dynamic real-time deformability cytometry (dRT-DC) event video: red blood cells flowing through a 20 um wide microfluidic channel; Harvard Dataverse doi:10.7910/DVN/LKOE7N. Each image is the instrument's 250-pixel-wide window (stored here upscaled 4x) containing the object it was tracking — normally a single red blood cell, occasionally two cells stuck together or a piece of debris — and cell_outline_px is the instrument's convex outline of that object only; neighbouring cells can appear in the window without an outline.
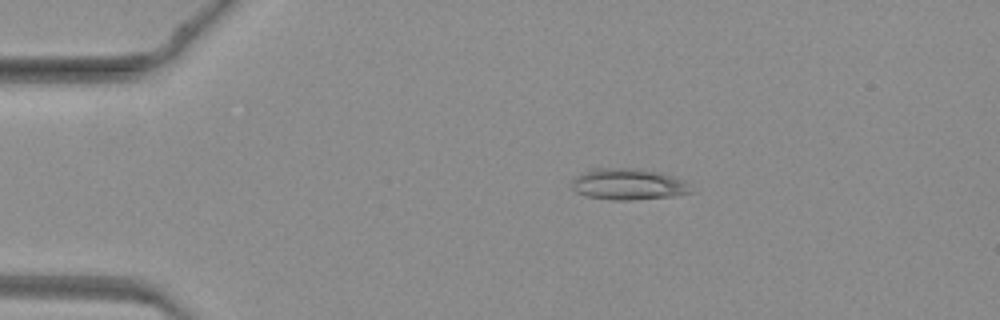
{"species": "common noctule bat (a hibernating species)", "species_latin": "Nyctalus noctula", "temperature_condition": "warm", "stored_images_in_passage": 41, "camera_frame_rate_fps": 3000, "um_per_image_px": 0.085, "animal": {"sex": "female", "body_mass_g": 19.3, "forearm_length_mm": 54.1}, "frame": {"image": 1, "passage_image": 4, "time_ms": 1.0, "image_size_px": [1000, 320], "cell_outline_px": [[696, 192], [672, 196], [632, 200], [612, 200], [588, 196], [576, 192], [572, 188], [572, 180], [576, 176], [588, 168], [628, 168], [660, 172], [684, 180], [692, 184]], "centroid_in_image_um": [53.45, 15.66], "position_along_channel_um": 31.6, "area_um2": 22.02}}
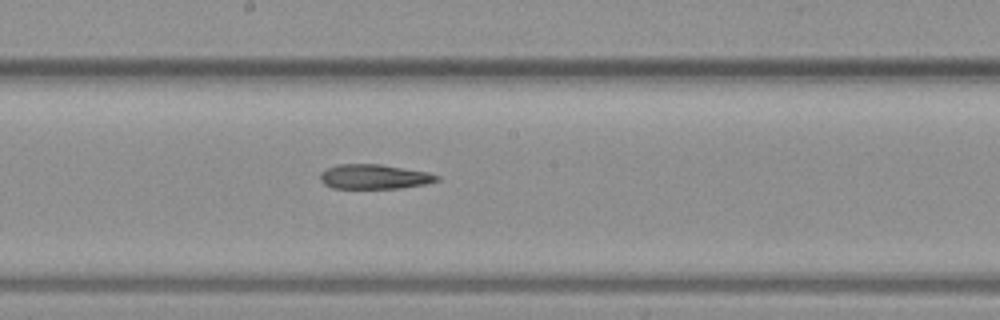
{"frame": {"image": 2, "passage_image": 20, "time_ms": 6.333, "image_size_px": [1000, 320], "cell_outline_px": [[440, 180], [428, 184], [400, 188], [332, 188], [324, 184], [320, 180], [320, 172], [336, 164], [380, 164], [428, 172], [440, 176]], "centroid_in_image_um": [31.83, 15.02], "position_along_channel_um": 216.4, "area_um2": 16.88}}
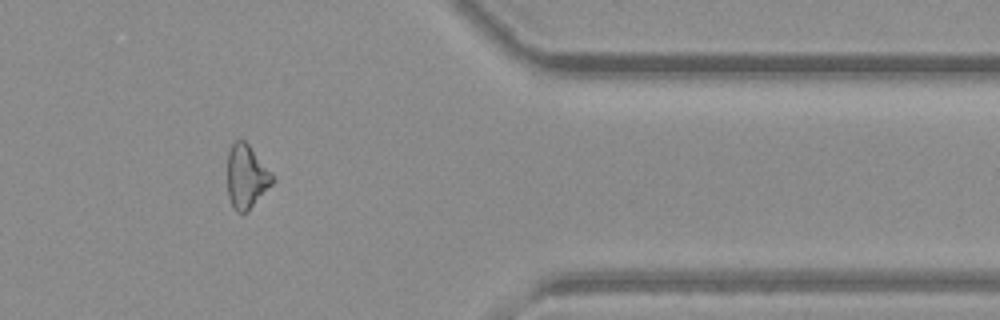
{"frame": {"image": 3, "passage_image": 33, "time_ms": 10.667, "image_size_px": [1000, 320], "cell_outline_px": [[276, 180], [248, 212], [236, 212], [228, 196], [228, 152], [232, 144], [236, 140], [244, 140], [248, 144], [276, 176]], "centroid_in_image_um": [20.98, 15.02], "position_along_channel_um": 390.4, "area_um2": 16.88}}